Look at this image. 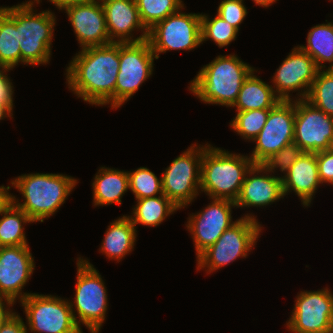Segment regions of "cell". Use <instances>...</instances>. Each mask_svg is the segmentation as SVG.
I'll list each match as a JSON object with an SVG mask.
<instances>
[{"mask_svg":"<svg viewBox=\"0 0 333 333\" xmlns=\"http://www.w3.org/2000/svg\"><path fill=\"white\" fill-rule=\"evenodd\" d=\"M69 22L81 49L112 43L106 27L105 13L100 0L65 7Z\"/></svg>","mask_w":333,"mask_h":333,"instance_id":"cell-18","label":"cell"},{"mask_svg":"<svg viewBox=\"0 0 333 333\" xmlns=\"http://www.w3.org/2000/svg\"><path fill=\"white\" fill-rule=\"evenodd\" d=\"M305 100L333 117V69L318 71Z\"/></svg>","mask_w":333,"mask_h":333,"instance_id":"cell-29","label":"cell"},{"mask_svg":"<svg viewBox=\"0 0 333 333\" xmlns=\"http://www.w3.org/2000/svg\"><path fill=\"white\" fill-rule=\"evenodd\" d=\"M237 34L238 30L219 15L210 19L208 15L201 14V43L212 39L219 48L226 47L236 40Z\"/></svg>","mask_w":333,"mask_h":333,"instance_id":"cell-31","label":"cell"},{"mask_svg":"<svg viewBox=\"0 0 333 333\" xmlns=\"http://www.w3.org/2000/svg\"><path fill=\"white\" fill-rule=\"evenodd\" d=\"M270 109L236 111L231 128L246 140H253L266 123Z\"/></svg>","mask_w":333,"mask_h":333,"instance_id":"cell-32","label":"cell"},{"mask_svg":"<svg viewBox=\"0 0 333 333\" xmlns=\"http://www.w3.org/2000/svg\"><path fill=\"white\" fill-rule=\"evenodd\" d=\"M294 143L308 153L333 149V117L296 98Z\"/></svg>","mask_w":333,"mask_h":333,"instance_id":"cell-14","label":"cell"},{"mask_svg":"<svg viewBox=\"0 0 333 333\" xmlns=\"http://www.w3.org/2000/svg\"><path fill=\"white\" fill-rule=\"evenodd\" d=\"M141 21L147 30L169 15L184 9L182 0H135Z\"/></svg>","mask_w":333,"mask_h":333,"instance_id":"cell-30","label":"cell"},{"mask_svg":"<svg viewBox=\"0 0 333 333\" xmlns=\"http://www.w3.org/2000/svg\"><path fill=\"white\" fill-rule=\"evenodd\" d=\"M19 43L15 19L0 7V64L12 70L21 62Z\"/></svg>","mask_w":333,"mask_h":333,"instance_id":"cell-28","label":"cell"},{"mask_svg":"<svg viewBox=\"0 0 333 333\" xmlns=\"http://www.w3.org/2000/svg\"><path fill=\"white\" fill-rule=\"evenodd\" d=\"M10 186L0 187V213L12 202V195L9 193Z\"/></svg>","mask_w":333,"mask_h":333,"instance_id":"cell-40","label":"cell"},{"mask_svg":"<svg viewBox=\"0 0 333 333\" xmlns=\"http://www.w3.org/2000/svg\"><path fill=\"white\" fill-rule=\"evenodd\" d=\"M303 153L302 149L294 142L283 147L279 152L273 153L261 165L270 173L278 170L279 167L281 172L284 174L290 169L294 162Z\"/></svg>","mask_w":333,"mask_h":333,"instance_id":"cell-34","label":"cell"},{"mask_svg":"<svg viewBox=\"0 0 333 333\" xmlns=\"http://www.w3.org/2000/svg\"><path fill=\"white\" fill-rule=\"evenodd\" d=\"M0 215V247L28 245L23 225L33 222L30 217L12 202Z\"/></svg>","mask_w":333,"mask_h":333,"instance_id":"cell-27","label":"cell"},{"mask_svg":"<svg viewBox=\"0 0 333 333\" xmlns=\"http://www.w3.org/2000/svg\"><path fill=\"white\" fill-rule=\"evenodd\" d=\"M156 59L148 40L120 43V66L114 92V108H119L152 75Z\"/></svg>","mask_w":333,"mask_h":333,"instance_id":"cell-10","label":"cell"},{"mask_svg":"<svg viewBox=\"0 0 333 333\" xmlns=\"http://www.w3.org/2000/svg\"><path fill=\"white\" fill-rule=\"evenodd\" d=\"M295 100H280L270 109L265 125L252 140L256 146L249 156L261 164L273 153L294 142Z\"/></svg>","mask_w":333,"mask_h":333,"instance_id":"cell-13","label":"cell"},{"mask_svg":"<svg viewBox=\"0 0 333 333\" xmlns=\"http://www.w3.org/2000/svg\"><path fill=\"white\" fill-rule=\"evenodd\" d=\"M66 69L68 88L92 105L111 103L120 66V43L82 49Z\"/></svg>","mask_w":333,"mask_h":333,"instance_id":"cell-1","label":"cell"},{"mask_svg":"<svg viewBox=\"0 0 333 333\" xmlns=\"http://www.w3.org/2000/svg\"><path fill=\"white\" fill-rule=\"evenodd\" d=\"M318 71L313 58L298 46L294 47L273 76L275 94L281 100H291L290 91L301 90L298 99H306Z\"/></svg>","mask_w":333,"mask_h":333,"instance_id":"cell-15","label":"cell"},{"mask_svg":"<svg viewBox=\"0 0 333 333\" xmlns=\"http://www.w3.org/2000/svg\"><path fill=\"white\" fill-rule=\"evenodd\" d=\"M136 200L137 204L133 209V217L129 216L134 226L142 224L156 227L161 224L167 216L180 209L164 194Z\"/></svg>","mask_w":333,"mask_h":333,"instance_id":"cell-25","label":"cell"},{"mask_svg":"<svg viewBox=\"0 0 333 333\" xmlns=\"http://www.w3.org/2000/svg\"><path fill=\"white\" fill-rule=\"evenodd\" d=\"M253 70L234 54L219 55L202 67L190 82L189 90L204 103L232 107Z\"/></svg>","mask_w":333,"mask_h":333,"instance_id":"cell-2","label":"cell"},{"mask_svg":"<svg viewBox=\"0 0 333 333\" xmlns=\"http://www.w3.org/2000/svg\"><path fill=\"white\" fill-rule=\"evenodd\" d=\"M256 5H260L262 7H269L271 4L276 2L277 0H252Z\"/></svg>","mask_w":333,"mask_h":333,"instance_id":"cell-43","label":"cell"},{"mask_svg":"<svg viewBox=\"0 0 333 333\" xmlns=\"http://www.w3.org/2000/svg\"><path fill=\"white\" fill-rule=\"evenodd\" d=\"M232 207H236L232 200L212 199L201 212L190 215L186 227L193 236L197 257L235 223L231 216Z\"/></svg>","mask_w":333,"mask_h":333,"instance_id":"cell-16","label":"cell"},{"mask_svg":"<svg viewBox=\"0 0 333 333\" xmlns=\"http://www.w3.org/2000/svg\"><path fill=\"white\" fill-rule=\"evenodd\" d=\"M35 269L28 245L0 247V297L22 301L31 293H22Z\"/></svg>","mask_w":333,"mask_h":333,"instance_id":"cell-17","label":"cell"},{"mask_svg":"<svg viewBox=\"0 0 333 333\" xmlns=\"http://www.w3.org/2000/svg\"><path fill=\"white\" fill-rule=\"evenodd\" d=\"M129 189L136 199L148 198L164 194L162 178H159L148 168L140 167L129 171Z\"/></svg>","mask_w":333,"mask_h":333,"instance_id":"cell-33","label":"cell"},{"mask_svg":"<svg viewBox=\"0 0 333 333\" xmlns=\"http://www.w3.org/2000/svg\"><path fill=\"white\" fill-rule=\"evenodd\" d=\"M298 47L313 58L319 70L326 67L322 64L325 62L330 63L328 69H333V23L312 27L307 35V47L304 45Z\"/></svg>","mask_w":333,"mask_h":333,"instance_id":"cell-26","label":"cell"},{"mask_svg":"<svg viewBox=\"0 0 333 333\" xmlns=\"http://www.w3.org/2000/svg\"><path fill=\"white\" fill-rule=\"evenodd\" d=\"M0 333H28V331L23 319L15 312V314L2 325Z\"/></svg>","mask_w":333,"mask_h":333,"instance_id":"cell-38","label":"cell"},{"mask_svg":"<svg viewBox=\"0 0 333 333\" xmlns=\"http://www.w3.org/2000/svg\"><path fill=\"white\" fill-rule=\"evenodd\" d=\"M287 329L293 333H333V295L326 287L297 295Z\"/></svg>","mask_w":333,"mask_h":333,"instance_id":"cell-12","label":"cell"},{"mask_svg":"<svg viewBox=\"0 0 333 333\" xmlns=\"http://www.w3.org/2000/svg\"><path fill=\"white\" fill-rule=\"evenodd\" d=\"M317 168L321 184L333 181V149L316 153Z\"/></svg>","mask_w":333,"mask_h":333,"instance_id":"cell-36","label":"cell"},{"mask_svg":"<svg viewBox=\"0 0 333 333\" xmlns=\"http://www.w3.org/2000/svg\"><path fill=\"white\" fill-rule=\"evenodd\" d=\"M136 232V227L129 216L119 217L108 226L99 251L110 259L120 261L133 250L137 237Z\"/></svg>","mask_w":333,"mask_h":333,"instance_id":"cell-23","label":"cell"},{"mask_svg":"<svg viewBox=\"0 0 333 333\" xmlns=\"http://www.w3.org/2000/svg\"><path fill=\"white\" fill-rule=\"evenodd\" d=\"M35 1H36V2H35ZM26 2H33V3L35 2V3L39 4V3H40V0H33V1L30 0V1H26Z\"/></svg>","mask_w":333,"mask_h":333,"instance_id":"cell-44","label":"cell"},{"mask_svg":"<svg viewBox=\"0 0 333 333\" xmlns=\"http://www.w3.org/2000/svg\"><path fill=\"white\" fill-rule=\"evenodd\" d=\"M320 183L316 153L303 152L282 176L284 196L288 192L294 191L301 199L303 206L306 207L310 205Z\"/></svg>","mask_w":333,"mask_h":333,"instance_id":"cell-21","label":"cell"},{"mask_svg":"<svg viewBox=\"0 0 333 333\" xmlns=\"http://www.w3.org/2000/svg\"><path fill=\"white\" fill-rule=\"evenodd\" d=\"M106 291L104 281L96 268L83 257L78 258L75 298L74 302L69 301V304L80 329L82 323L90 333H99L108 307Z\"/></svg>","mask_w":333,"mask_h":333,"instance_id":"cell-7","label":"cell"},{"mask_svg":"<svg viewBox=\"0 0 333 333\" xmlns=\"http://www.w3.org/2000/svg\"><path fill=\"white\" fill-rule=\"evenodd\" d=\"M14 303L15 302L13 300L7 297H0V328L11 316L15 314L11 309H9L12 305L14 306Z\"/></svg>","mask_w":333,"mask_h":333,"instance_id":"cell-39","label":"cell"},{"mask_svg":"<svg viewBox=\"0 0 333 333\" xmlns=\"http://www.w3.org/2000/svg\"><path fill=\"white\" fill-rule=\"evenodd\" d=\"M100 1L104 9L107 32L111 42H140L147 39L148 30L141 21L135 0ZM136 29H141L143 32L139 37L133 38L132 31Z\"/></svg>","mask_w":333,"mask_h":333,"instance_id":"cell-19","label":"cell"},{"mask_svg":"<svg viewBox=\"0 0 333 333\" xmlns=\"http://www.w3.org/2000/svg\"><path fill=\"white\" fill-rule=\"evenodd\" d=\"M33 2L3 7L14 19L18 29L21 63L47 64L51 56V43L55 15L50 10L34 13Z\"/></svg>","mask_w":333,"mask_h":333,"instance_id":"cell-5","label":"cell"},{"mask_svg":"<svg viewBox=\"0 0 333 333\" xmlns=\"http://www.w3.org/2000/svg\"><path fill=\"white\" fill-rule=\"evenodd\" d=\"M147 40L156 59L166 51L192 50L201 44V14L180 9L149 29Z\"/></svg>","mask_w":333,"mask_h":333,"instance_id":"cell-11","label":"cell"},{"mask_svg":"<svg viewBox=\"0 0 333 333\" xmlns=\"http://www.w3.org/2000/svg\"><path fill=\"white\" fill-rule=\"evenodd\" d=\"M267 172L261 164L251 166L235 201L236 207L267 206L284 197L282 177L271 176Z\"/></svg>","mask_w":333,"mask_h":333,"instance_id":"cell-20","label":"cell"},{"mask_svg":"<svg viewBox=\"0 0 333 333\" xmlns=\"http://www.w3.org/2000/svg\"><path fill=\"white\" fill-rule=\"evenodd\" d=\"M254 163L249 156L229 153L206 144L201 163V192L211 199L236 201L247 171Z\"/></svg>","mask_w":333,"mask_h":333,"instance_id":"cell-4","label":"cell"},{"mask_svg":"<svg viewBox=\"0 0 333 333\" xmlns=\"http://www.w3.org/2000/svg\"><path fill=\"white\" fill-rule=\"evenodd\" d=\"M260 225L256 217L251 214L237 219L213 245L196 257L197 269L208 268L205 271L211 273L239 257L246 258L259 238L262 230Z\"/></svg>","mask_w":333,"mask_h":333,"instance_id":"cell-6","label":"cell"},{"mask_svg":"<svg viewBox=\"0 0 333 333\" xmlns=\"http://www.w3.org/2000/svg\"><path fill=\"white\" fill-rule=\"evenodd\" d=\"M92 183L94 206L122 204V196L129 190L128 171L101 167Z\"/></svg>","mask_w":333,"mask_h":333,"instance_id":"cell-22","label":"cell"},{"mask_svg":"<svg viewBox=\"0 0 333 333\" xmlns=\"http://www.w3.org/2000/svg\"><path fill=\"white\" fill-rule=\"evenodd\" d=\"M217 15L239 31V25L247 15L243 0H222L217 9Z\"/></svg>","mask_w":333,"mask_h":333,"instance_id":"cell-35","label":"cell"},{"mask_svg":"<svg viewBox=\"0 0 333 333\" xmlns=\"http://www.w3.org/2000/svg\"><path fill=\"white\" fill-rule=\"evenodd\" d=\"M27 331L33 333H83L76 324L68 300L31 293L22 301Z\"/></svg>","mask_w":333,"mask_h":333,"instance_id":"cell-9","label":"cell"},{"mask_svg":"<svg viewBox=\"0 0 333 333\" xmlns=\"http://www.w3.org/2000/svg\"><path fill=\"white\" fill-rule=\"evenodd\" d=\"M23 195L24 202L12 195V203L23 210L33 222H44L65 203L76 186L71 176L53 173L23 174L10 182Z\"/></svg>","mask_w":333,"mask_h":333,"instance_id":"cell-3","label":"cell"},{"mask_svg":"<svg viewBox=\"0 0 333 333\" xmlns=\"http://www.w3.org/2000/svg\"><path fill=\"white\" fill-rule=\"evenodd\" d=\"M11 69L0 64V103L7 104L13 110V84L6 72Z\"/></svg>","mask_w":333,"mask_h":333,"instance_id":"cell-37","label":"cell"},{"mask_svg":"<svg viewBox=\"0 0 333 333\" xmlns=\"http://www.w3.org/2000/svg\"><path fill=\"white\" fill-rule=\"evenodd\" d=\"M202 158L203 146L195 143L175 158L161 176L164 195L180 209L199 195Z\"/></svg>","mask_w":333,"mask_h":333,"instance_id":"cell-8","label":"cell"},{"mask_svg":"<svg viewBox=\"0 0 333 333\" xmlns=\"http://www.w3.org/2000/svg\"><path fill=\"white\" fill-rule=\"evenodd\" d=\"M253 70L244 80L238 98L232 107L237 111L271 109L281 99L275 94L273 86L262 81Z\"/></svg>","mask_w":333,"mask_h":333,"instance_id":"cell-24","label":"cell"},{"mask_svg":"<svg viewBox=\"0 0 333 333\" xmlns=\"http://www.w3.org/2000/svg\"><path fill=\"white\" fill-rule=\"evenodd\" d=\"M49 1L52 2V4H54L59 10H62L67 6L85 3L91 0H49Z\"/></svg>","mask_w":333,"mask_h":333,"instance_id":"cell-41","label":"cell"},{"mask_svg":"<svg viewBox=\"0 0 333 333\" xmlns=\"http://www.w3.org/2000/svg\"><path fill=\"white\" fill-rule=\"evenodd\" d=\"M12 109L7 104L0 103V120L13 115Z\"/></svg>","mask_w":333,"mask_h":333,"instance_id":"cell-42","label":"cell"}]
</instances>
